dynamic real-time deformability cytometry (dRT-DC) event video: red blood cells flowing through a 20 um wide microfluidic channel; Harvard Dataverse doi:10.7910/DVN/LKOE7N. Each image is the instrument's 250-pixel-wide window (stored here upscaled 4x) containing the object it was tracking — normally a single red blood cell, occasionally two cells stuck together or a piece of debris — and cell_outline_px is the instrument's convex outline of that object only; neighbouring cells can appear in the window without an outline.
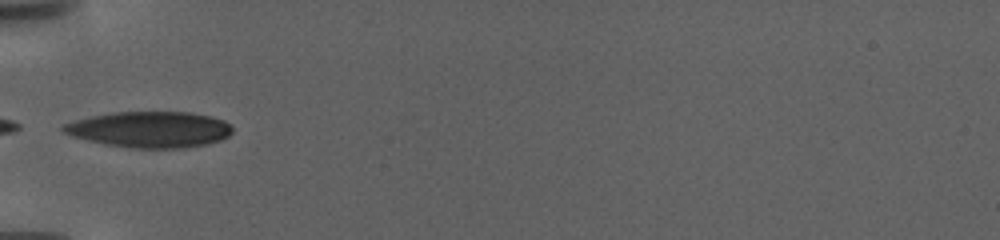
{"species": "human", "species_latin": "Homo sapiens", "temperature_condition": "warm", "stored_images_in_passage": 84, "camera_frame_rate_fps": 3000, "um_per_image_px": 0.085, "donor": {"sex": "female"}, "frame": {"image": 1, "passage_image": 1, "time_ms": 0.0, "image_size_px": [1000, 240], "cell_outline_px": [[232, 132], [228, 136], [220, 140], [208, 144], [184, 148], [128, 148], [104, 144], [72, 136], [64, 132], [60, 128], [64, 124], [76, 120], [92, 116], [116, 112], [188, 112], [208, 116], [224, 120], [232, 128]], "centroid_in_image_um": [12.73, 11.01], "position_along_channel_um": 72.3, "area_um2": 35.37}}
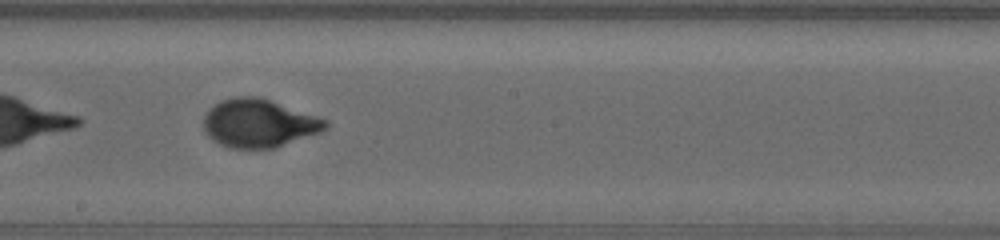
{"frame": {"image": 2, "passage_image": 30, "time_ms": 9.667, "image_size_px": [1000, 240], "cell_outline_px": [[328, 128], [320, 132], [276, 148], [228, 148], [212, 140], [208, 136], [204, 128], [204, 116], [220, 100], [236, 96], [256, 96], [328, 120]], "centroid_in_image_um": [22.0, 10.49], "position_along_channel_um": 226.2, "area_um2": 33.93}}
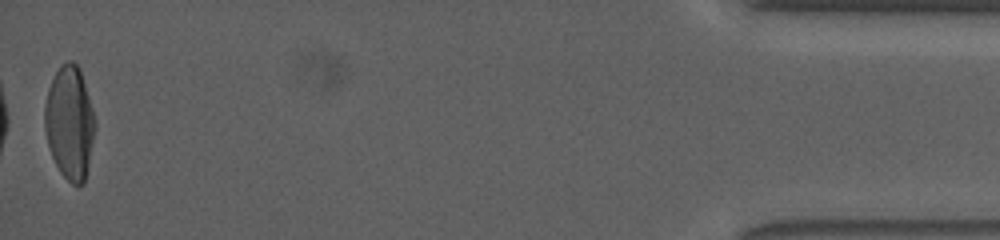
{"frame": {"image": 3, "passage_image": 83, "time_ms": 27.333, "image_size_px": [1000, 240], "cell_outline_px": [[96, 128], [84, 184], [72, 184], [60, 172], [52, 156], [48, 144], [44, 128], [44, 108], [48, 88], [60, 64], [68, 60], [72, 60], [80, 68], [92, 108], [96, 124]], "centroid_in_image_um": [5.92, 10.41], "position_along_channel_um": 429.3, "area_um2": 33.23}}